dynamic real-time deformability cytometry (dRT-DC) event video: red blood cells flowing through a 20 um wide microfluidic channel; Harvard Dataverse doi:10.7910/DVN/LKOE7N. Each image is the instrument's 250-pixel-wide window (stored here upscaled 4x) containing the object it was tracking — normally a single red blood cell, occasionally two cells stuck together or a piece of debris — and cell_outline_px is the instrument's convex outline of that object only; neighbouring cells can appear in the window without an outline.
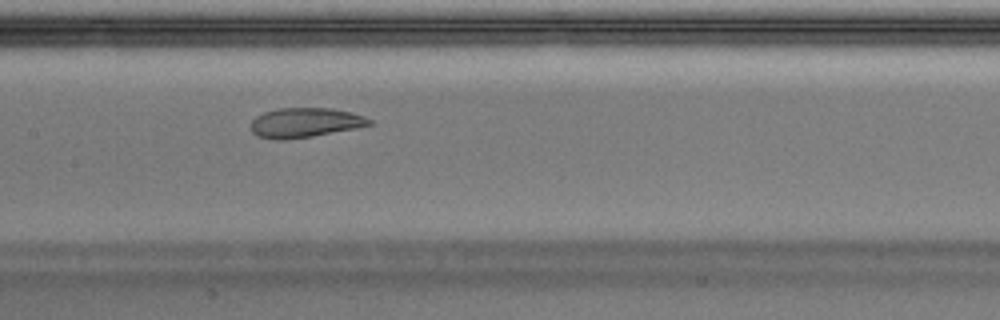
{"species": "Egyptian fruit bat (a non-hibernating species)", "species_latin": "Rousettus aegyptiacus", "temperature_condition": "warm", "stored_images_in_passage": 32, "camera_frame_rate_fps": 3000, "um_per_image_px": 0.085, "animal": {"sex": "male"}, "frame": {"image": 1, "passage_image": 10, "time_ms": 3.0, "image_size_px": [1000, 320], "cell_outline_px": [[372, 124], [356, 128], [312, 136], [284, 140], [272, 140], [256, 136], [252, 132], [252, 120], [256, 116], [264, 112], [280, 108], [332, 108], [352, 112], [364, 116], [372, 120]], "centroid_in_image_um": [25.92, 10.43], "position_along_channel_um": 181.5, "area_um2": 20.52}}
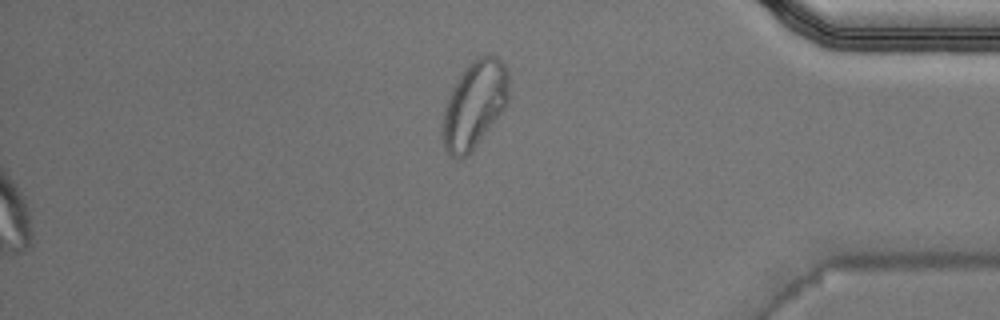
{"frame": {"image": 2, "passage_image": 28, "time_ms": 9.0, "image_size_px": [1000, 320], "cell_outline_px": [[508, 104], [472, 152], [468, 156], [460, 160], [452, 156], [444, 148], [440, 136], [440, 124], [444, 108], [452, 88], [456, 80], [472, 60], [484, 52], [496, 56], [504, 64], [508, 72]], "centroid_in_image_um": [40.3, 8.91], "position_along_channel_um": 394.9, "area_um2": 34.39}, "authors_computed_cell_mechanics": {"area_um2": 22.0796, "velocity_mm_per_s": 4.0063, "shape_relaxation_time_tau1_ms": null, "shape_relaxation_time_tau2_ms": 1.2581, "deformation_change_tau1": null, "deformation_change_tau2": 0.0698}}